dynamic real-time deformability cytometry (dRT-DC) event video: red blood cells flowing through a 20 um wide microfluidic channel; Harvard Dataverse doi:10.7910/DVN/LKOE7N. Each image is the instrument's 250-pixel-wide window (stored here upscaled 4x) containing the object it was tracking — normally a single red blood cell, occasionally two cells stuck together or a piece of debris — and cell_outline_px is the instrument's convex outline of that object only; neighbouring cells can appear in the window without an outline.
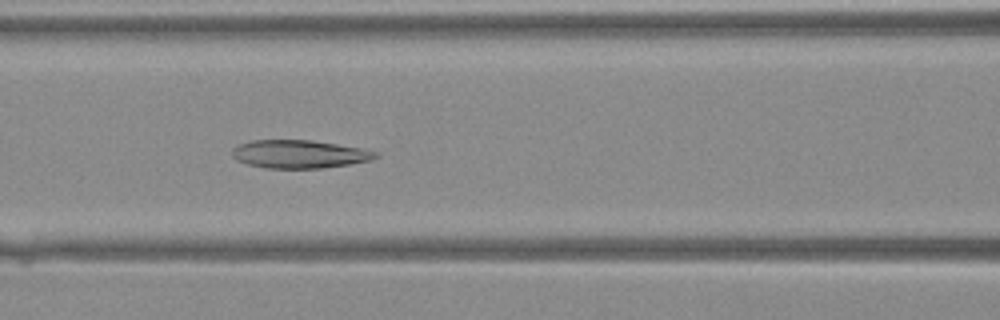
{"species": "Egyptian fruit bat (a non-hibernating species)", "species_latin": "Rousettus aegyptiacus", "temperature_condition": "warm", "stored_images_in_passage": 40, "segment_of_instrument_passage": [1, 2], "camera_frame_rate_fps": 3000, "um_per_image_px": 0.085, "animal": {"sex": "female"}, "frame": {"image": 1, "passage_image": 16, "time_ms": 5.0, "image_size_px": [1000, 320], "cell_outline_px": [[380, 156], [372, 160], [324, 168], [264, 168], [248, 164], [236, 160], [232, 156], [232, 148], [240, 144], [252, 140], [312, 140], [360, 148], [380, 152]], "centroid_in_image_um": [25.45, 13.1], "position_along_channel_um": 141.1, "area_um2": 23.58}}
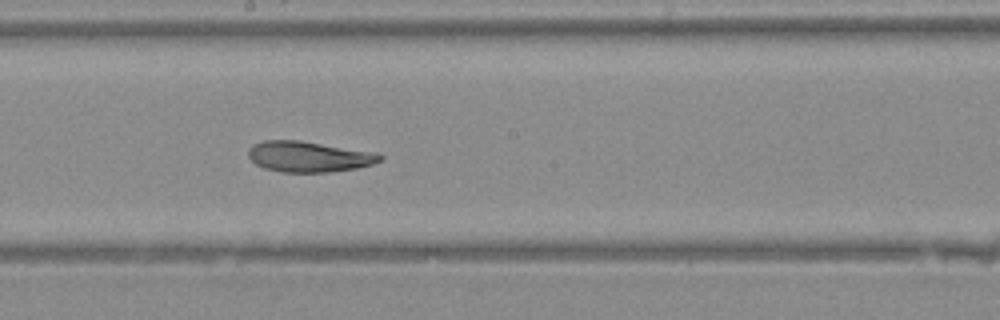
{"frame": {"image": 2, "passage_image": 21, "time_ms": 6.667, "image_size_px": [1000, 320], "cell_outline_px": [[384, 156], [380, 160], [372, 164], [356, 168], [332, 172], [280, 172], [264, 168], [256, 164], [248, 156], [248, 152], [256, 144], [264, 140], [300, 140], [376, 152]], "centroid_in_image_um": [26.28, 13.32], "position_along_channel_um": 221.9, "area_um2": 23.47}}
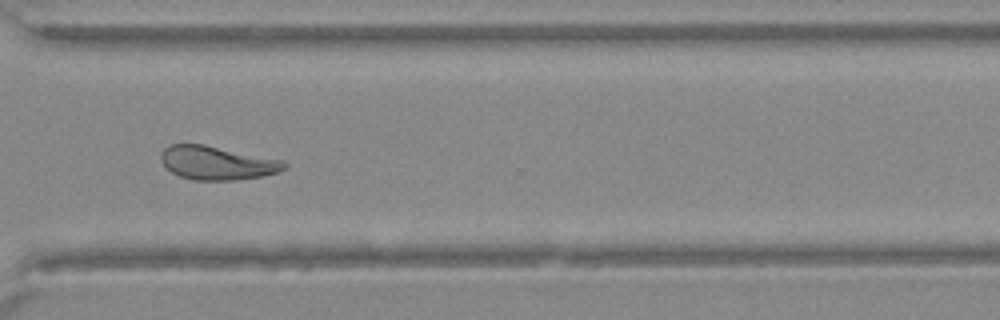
{"frame": {"image": 3, "passage_image": 29, "time_ms": 9.333, "image_size_px": [1000, 320], "cell_outline_px": [[288, 168], [276, 172], [260, 176], [236, 180], [192, 180], [180, 176], [172, 172], [160, 160], [160, 152], [168, 144], [204, 144], [284, 160], [288, 164]], "centroid_in_image_um": [18.45, 13.84], "position_along_channel_um": 352.2, "area_um2": 24.28}}